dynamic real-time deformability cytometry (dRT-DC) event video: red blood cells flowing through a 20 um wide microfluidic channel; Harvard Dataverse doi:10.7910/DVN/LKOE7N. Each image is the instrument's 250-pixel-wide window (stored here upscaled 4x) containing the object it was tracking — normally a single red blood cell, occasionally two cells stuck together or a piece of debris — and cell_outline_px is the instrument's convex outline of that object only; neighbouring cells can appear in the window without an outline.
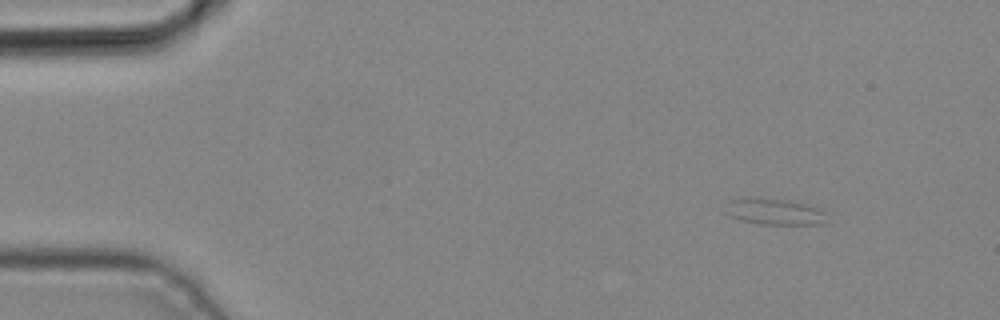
{"species": "common noctule bat (a hibernating species)", "species_latin": "Nyctalus noctula", "temperature_condition": "cold", "stored_images_in_passage": 4, "camera_frame_rate_fps": 3000, "um_per_image_px": 0.085, "animal": {"sex": "male", "body_mass_g": 19.2, "forearm_length_mm": 51.8}, "frame": {"image": 1, "passage_image": 1, "time_ms": 0.0, "image_size_px": [1000, 320], "cell_outline_px": [[828, 224], [760, 224], [740, 220], [724, 212], [728, 200], [760, 196], [788, 200], [804, 204], [828, 212]], "centroid_in_image_um": [65.86, 17.98], "position_along_channel_um": 19.1, "area_um2": 15.9}}
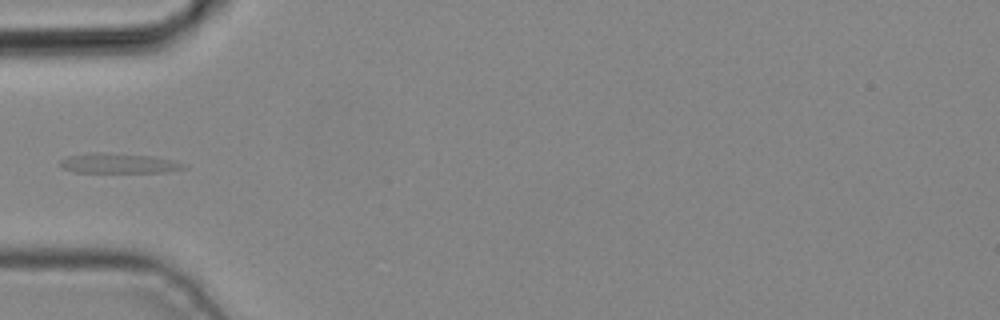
{"frame": {"image": 2, "passage_image": 4, "time_ms": 1.0, "image_size_px": [1000, 320], "cell_outline_px": [[188, 168], [164, 172], [76, 172], [64, 168], [60, 164], [60, 160], [68, 156], [92, 152], [100, 152], [152, 156], [176, 160], [188, 164]], "centroid_in_image_um": [10.17, 13.87], "position_along_channel_um": 74.8, "area_um2": 14.45}}